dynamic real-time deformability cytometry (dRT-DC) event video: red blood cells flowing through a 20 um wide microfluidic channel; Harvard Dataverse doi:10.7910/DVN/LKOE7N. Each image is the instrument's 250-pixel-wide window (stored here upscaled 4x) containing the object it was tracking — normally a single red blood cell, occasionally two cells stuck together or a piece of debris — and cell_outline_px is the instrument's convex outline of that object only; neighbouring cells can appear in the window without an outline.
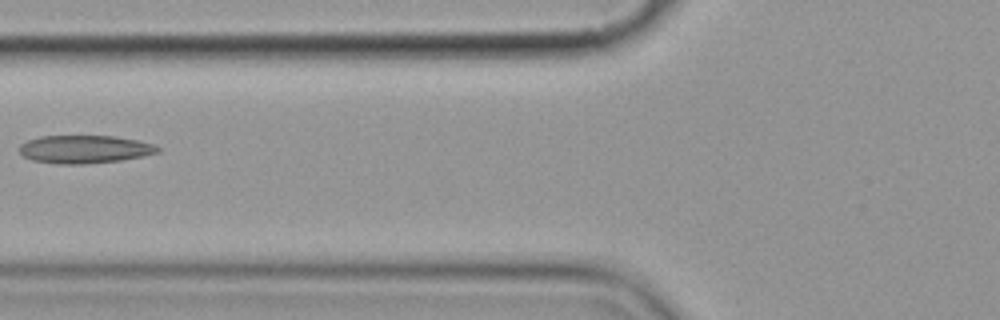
{"species": "common noctule bat (a hibernating species)", "species_latin": "Nyctalus noctula", "temperature_condition": "cold", "stored_images_in_passage": 5, "camera_frame_rate_fps": 3000, "um_per_image_px": 0.085, "animal": {"sex": "female", "body_mass_g": 19.9}, "frame": {"image": 1, "passage_image": 4, "time_ms": 3.667, "image_size_px": [1000, 320], "cell_outline_px": [[160, 152], [120, 160], [84, 164], [60, 164], [32, 160], [24, 156], [20, 152], [20, 144], [28, 140], [40, 136], [116, 136], [140, 140], [152, 144], [160, 148]], "centroid_in_image_um": [7.19, 12.68], "position_along_channel_um": 118.6, "area_um2": 22.48}}
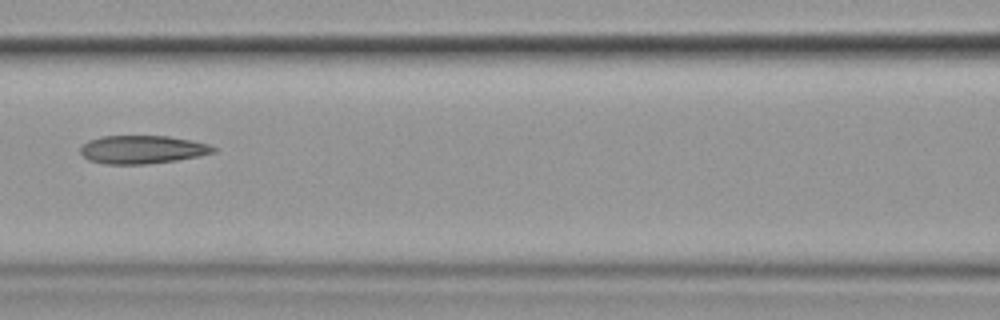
{"frame": {"image": 2, "passage_image": 5, "time_ms": 4.667, "image_size_px": [1000, 320], "cell_outline_px": [[216, 152], [200, 156], [176, 160], [144, 164], [108, 164], [88, 160], [80, 152], [80, 148], [88, 140], [100, 136], [168, 136], [192, 140], [208, 144], [216, 148]], "centroid_in_image_um": [12.1, 12.7], "position_along_channel_um": 154.5, "area_um2": 21.85}}